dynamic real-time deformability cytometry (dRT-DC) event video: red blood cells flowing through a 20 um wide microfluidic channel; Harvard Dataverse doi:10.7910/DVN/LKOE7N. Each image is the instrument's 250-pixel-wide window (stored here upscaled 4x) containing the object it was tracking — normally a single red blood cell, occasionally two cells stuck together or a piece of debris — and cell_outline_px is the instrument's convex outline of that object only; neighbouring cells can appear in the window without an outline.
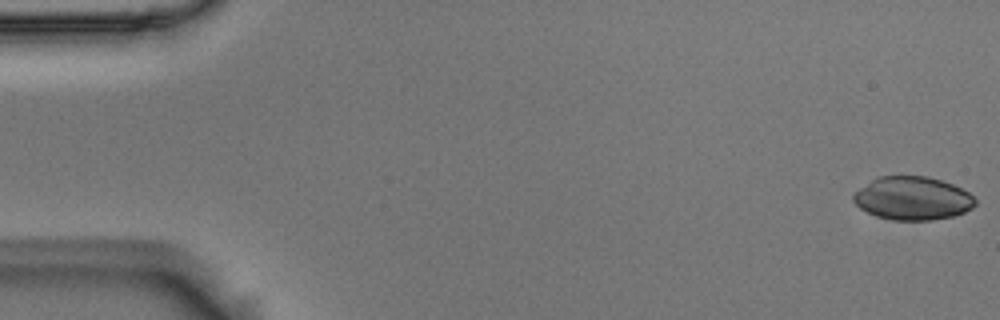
{"species": "Egyptian fruit bat (a non-hibernating species)", "species_latin": "Rousettus aegyptiacus", "temperature_condition": "room temperature", "stored_images_in_passage": 54, "camera_frame_rate_fps": 3000, "um_per_image_px": 0.085, "animal": {"sex": "male"}, "frame": {"image": 1, "passage_image": 1, "time_ms": 0.0, "image_size_px": [1000, 320], "cell_outline_px": [[976, 204], [972, 208], [964, 212], [952, 216], [932, 220], [892, 220], [876, 216], [860, 208], [852, 200], [852, 196], [860, 188], [872, 180], [880, 176], [928, 176], [952, 184], [968, 192], [976, 200]], "centroid_in_image_um": [77.57, 16.86], "position_along_channel_um": 7.4, "area_um2": 30.58}}
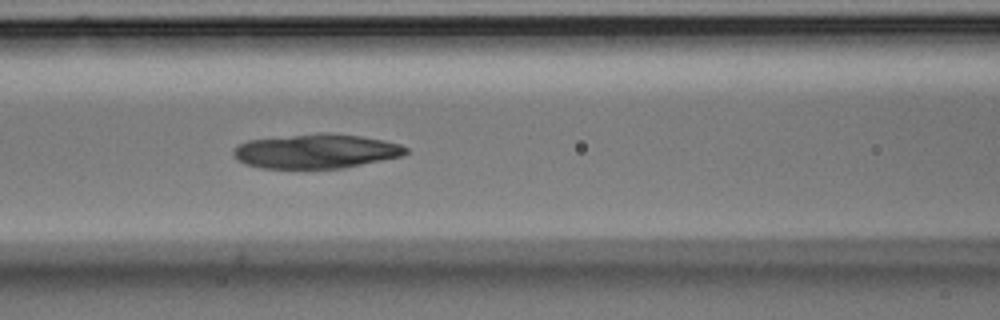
{"frame": {"image": 2, "passage_image": 23, "time_ms": 7.333, "image_size_px": [1000, 320], "cell_outline_px": [[408, 152], [404, 156], [344, 168], [264, 168], [244, 164], [236, 160], [232, 152], [236, 144], [248, 140], [320, 132], [324, 132], [360, 136], [384, 140], [400, 144], [408, 148]], "centroid_in_image_um": [26.86, 12.85], "position_along_channel_um": 139.7, "area_um2": 34.85}}
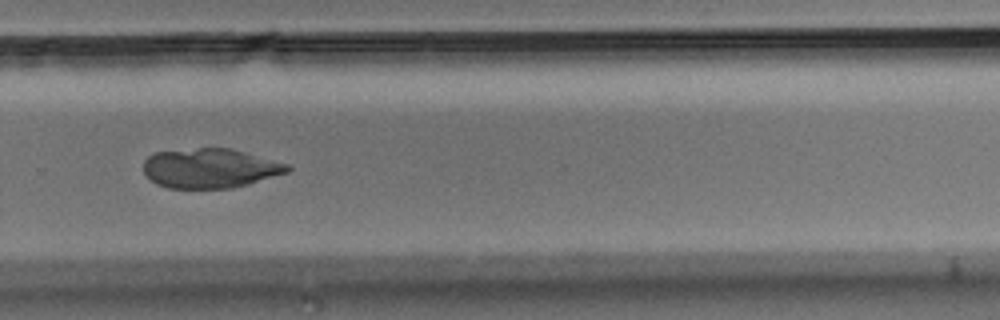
{"frame": {"image": 3, "passage_image": 37, "time_ms": 12.0, "image_size_px": [1000, 320], "cell_outline_px": [[292, 168], [288, 172], [248, 184], [232, 188], [168, 188], [156, 184], [144, 172], [144, 160], [148, 156], [156, 152], [200, 148], [228, 148], [244, 152], [288, 164]], "centroid_in_image_um": [17.85, 14.31], "position_along_channel_um": 312.0, "area_um2": 32.89}}